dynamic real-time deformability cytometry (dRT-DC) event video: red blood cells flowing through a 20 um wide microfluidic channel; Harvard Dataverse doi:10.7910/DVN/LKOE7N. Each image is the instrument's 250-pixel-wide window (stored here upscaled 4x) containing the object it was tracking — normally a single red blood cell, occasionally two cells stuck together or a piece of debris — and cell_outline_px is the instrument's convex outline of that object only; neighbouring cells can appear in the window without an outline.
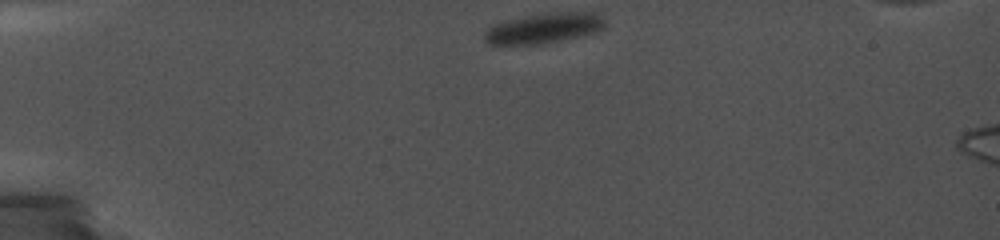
{"species": "common noctule bat (a hibernating species)", "species_latin": "Nyctalus noctula", "temperature_condition": "cold", "stored_images_in_passage": 51, "camera_frame_rate_fps": 5000, "um_per_image_px": 0.085, "animal": {"sex": "female", "body_mass_g": 19.0, "forearm_length_mm": 56.7}, "frame": {"image": 1, "passage_image": 1, "time_ms": 0.0, "image_size_px": [1000, 240], "cell_outline_px": [[608, 28], [600, 32], [540, 44], [488, 44], [484, 40], [484, 32], [492, 24], [524, 16], [560, 12], [596, 12], [604, 20]], "centroid_in_image_um": [46.29, 2.39], "position_along_channel_um": 38.7, "area_um2": 21.33}}
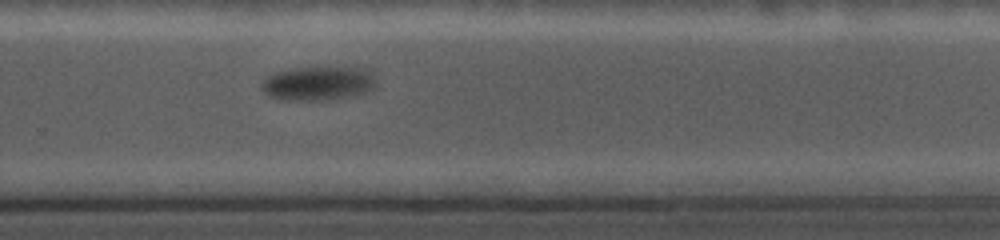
{"frame": {"image": 2, "passage_image": 34, "time_ms": 9.4, "image_size_px": [1000, 240], "cell_outline_px": [[376, 88], [356, 96], [320, 100], [296, 100], [268, 96], [260, 88], [260, 84], [268, 76], [276, 72], [296, 68], [364, 68], [372, 72], [376, 80]], "centroid_in_image_um": [27.09, 7.09], "position_along_channel_um": 302.7, "area_um2": 22.6}}
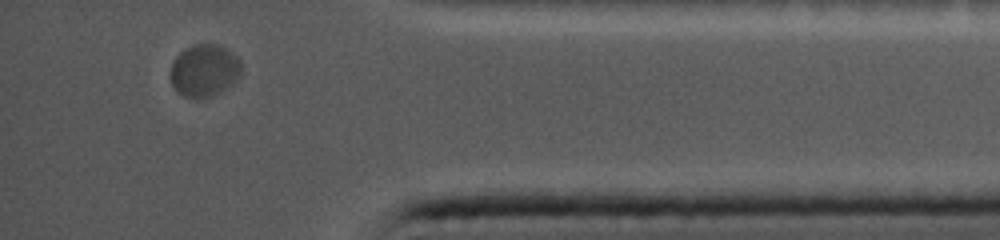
{"frame": {"image": 3, "passage_image": 47, "time_ms": 13.0, "image_size_px": [1000, 240], "cell_outline_px": [[240, 76], [232, 84], [220, 92], [212, 96], [196, 100], [184, 96], [172, 84], [172, 64], [176, 56], [180, 52], [192, 44], [216, 44], [232, 52], [240, 60]], "centroid_in_image_um": [17.38, 6.0], "position_along_channel_um": 417.8, "area_um2": 21.44}}